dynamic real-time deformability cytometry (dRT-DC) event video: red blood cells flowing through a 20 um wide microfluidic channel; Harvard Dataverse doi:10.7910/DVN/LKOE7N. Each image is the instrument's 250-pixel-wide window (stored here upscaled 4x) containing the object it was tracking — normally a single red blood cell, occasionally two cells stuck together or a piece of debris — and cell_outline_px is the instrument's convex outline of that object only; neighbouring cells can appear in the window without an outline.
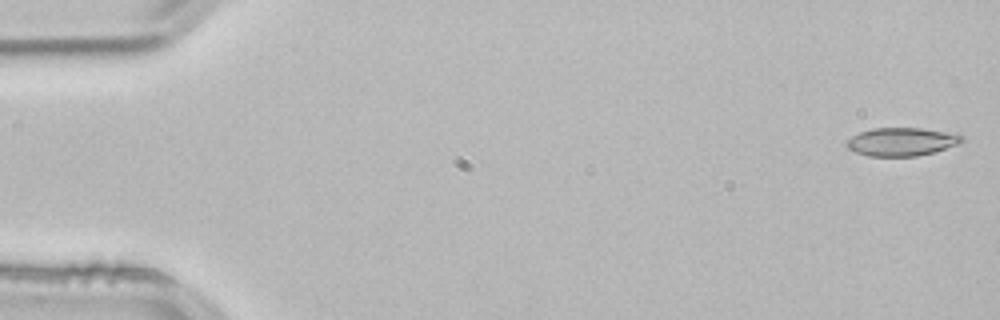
{"species": "common noctule bat (a hibernating species)", "species_latin": "Nyctalus noctula", "temperature_condition": "room temperature", "stored_images_in_passage": 53, "camera_frame_rate_fps": 3000, "um_per_image_px": 0.085, "animal": {"sex": "male", "body_mass_g": 21.5, "forearm_length_mm": 52.0}, "frame": {"image": 1, "passage_image": 1, "time_ms": 0.0, "image_size_px": [1000, 320], "cell_outline_px": [[964, 140], [960, 144], [932, 152], [916, 156], [868, 156], [856, 152], [848, 148], [848, 140], [852, 136], [860, 132], [872, 128], [920, 128], [960, 132], [964, 136]], "centroid_in_image_um": [76.74, 12.03], "position_along_channel_um": 8.3, "area_um2": 19.13}}
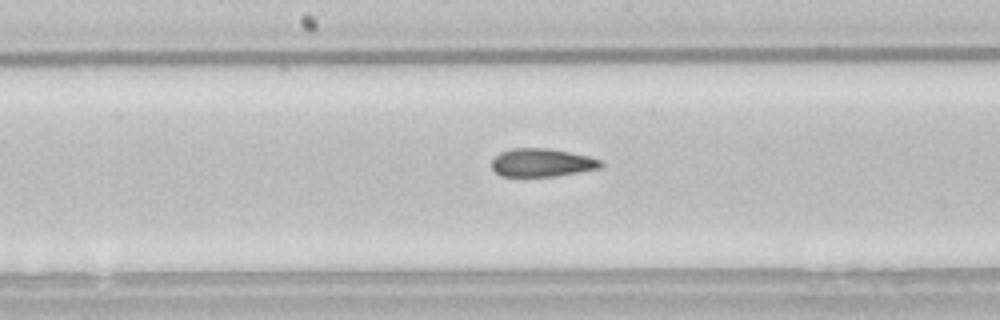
{"frame": {"image": 2, "passage_image": 27, "time_ms": 8.667, "image_size_px": [1000, 320], "cell_outline_px": [[604, 164], [600, 168], [580, 172], [556, 176], [500, 176], [492, 168], [492, 160], [500, 152], [512, 148], [548, 148], [588, 156], [600, 160]], "centroid_in_image_um": [46.06, 13.82], "position_along_channel_um": 202.1, "area_um2": 17.86}}
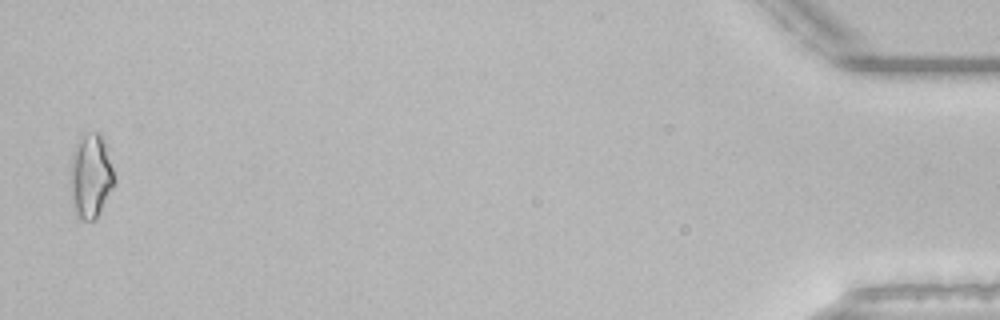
{"frame": {"image": 3, "passage_image": 52, "time_ms": 17.0, "image_size_px": [1000, 320], "cell_outline_px": [[116, 184], [96, 220], [84, 220], [76, 216], [72, 200], [72, 152], [76, 140], [92, 132], [100, 132], [104, 140], [116, 180]], "centroid_in_image_um": [7.75, 14.98], "position_along_channel_um": 427.4, "area_um2": 21.5}, "authors_computed_cell_mechanics": {"area_um2": 18.7272, "velocity_mm_per_s": 3.8407, "shape_relaxation_time_tau1_ms": 8.1774, "shape_relaxation_time_tau2_ms": 2.8394, "deformation_change_tau1": 0.1782, "deformation_change_tau2": 0.1154}}